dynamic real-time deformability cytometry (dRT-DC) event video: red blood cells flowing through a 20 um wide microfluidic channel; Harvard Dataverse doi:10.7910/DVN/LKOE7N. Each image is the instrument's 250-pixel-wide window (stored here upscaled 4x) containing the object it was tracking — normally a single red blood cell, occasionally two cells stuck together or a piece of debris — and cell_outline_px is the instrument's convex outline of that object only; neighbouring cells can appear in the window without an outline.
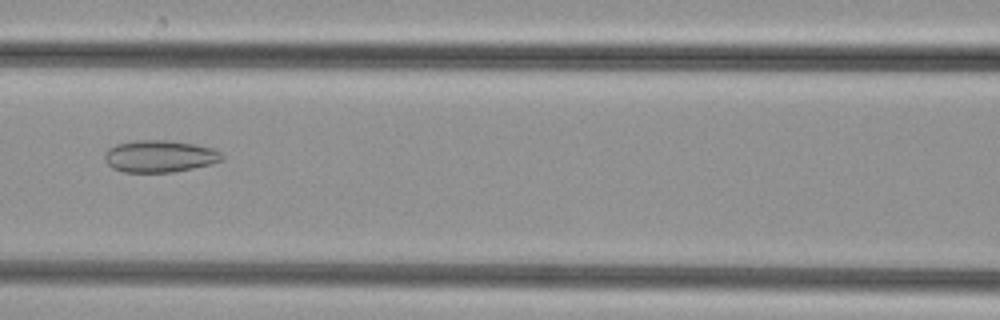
{"species": "common noctule bat (a hibernating species)", "species_latin": "Nyctalus noctula", "temperature_condition": "cold", "stored_images_in_passage": 49, "camera_frame_rate_fps": 3000, "um_per_image_px": 0.085, "animal": {"sex": "female", "body_mass_g": 29.2, "forearm_length_mm": 56.3}, "frame": {"image": 1, "passage_image": 22, "time_ms": 7.0, "image_size_px": [1000, 320], "cell_outline_px": [[224, 160], [212, 164], [172, 172], [124, 172], [112, 168], [104, 160], [104, 156], [108, 148], [116, 144], [136, 140], [168, 140], [196, 144], [212, 148], [220, 152], [224, 156]], "centroid_in_image_um": [13.58, 13.28], "position_along_channel_um": 153.0, "area_um2": 22.02}}
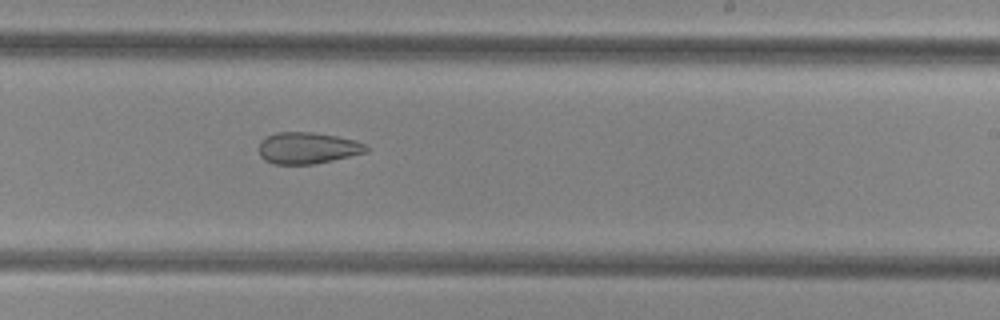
{"frame": {"image": 2, "passage_image": 30, "time_ms": 9.667, "image_size_px": [1000, 320], "cell_outline_px": [[368, 152], [332, 160], [312, 164], [276, 164], [264, 160], [260, 156], [260, 140], [276, 132], [312, 132], [336, 136], [352, 140], [364, 144], [368, 148]], "centroid_in_image_um": [26.12, 12.58], "position_along_channel_um": 262.9, "area_um2": 19.48}}
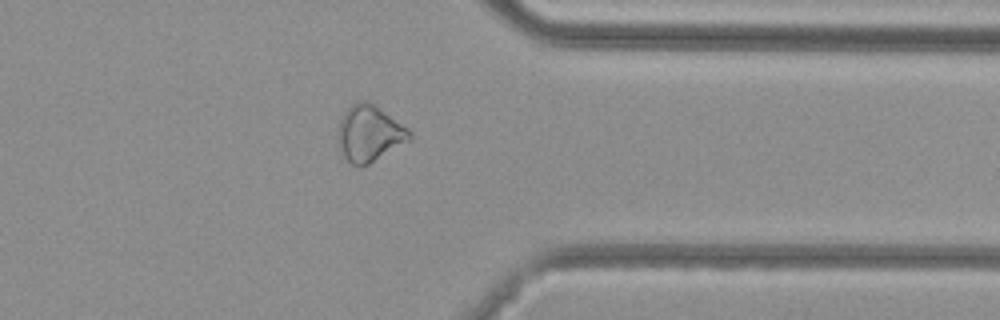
{"frame": {"image": 3, "passage_image": 39, "time_ms": 12.667, "image_size_px": [1000, 320], "cell_outline_px": [[412, 140], [368, 164], [352, 164], [340, 152], [336, 132], [340, 120], [344, 112], [356, 100], [368, 100], [408, 128], [412, 132]], "centroid_in_image_um": [31.39, 11.32], "position_along_channel_um": 380.0, "area_um2": 23.52}}